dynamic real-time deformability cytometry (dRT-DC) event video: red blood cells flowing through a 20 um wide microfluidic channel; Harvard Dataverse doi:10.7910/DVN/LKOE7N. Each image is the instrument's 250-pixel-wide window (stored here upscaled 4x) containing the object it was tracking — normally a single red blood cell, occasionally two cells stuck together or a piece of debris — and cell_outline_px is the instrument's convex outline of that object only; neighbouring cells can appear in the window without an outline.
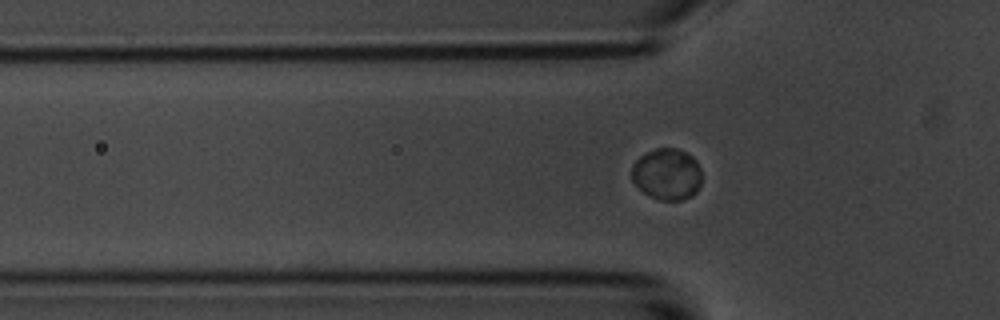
{"species": "common noctule bat (a hibernating species)", "species_latin": "Nyctalus noctula", "temperature_condition": "room temperature", "stored_images_in_passage": 43, "camera_frame_rate_fps": 3000, "um_per_image_px": 0.085, "animal": {"sex": "male", "body_mass_g": 20.1, "forearm_length_mm": 53.5}, "frame": {"image": 1, "passage_image": 4, "time_ms": 1.0, "image_size_px": [1000, 320], "cell_outline_px": [[700, 184], [696, 192], [692, 196], [680, 200], [660, 200], [644, 192], [632, 180], [632, 164], [640, 156], [656, 148], [676, 148], [692, 156], [696, 160], [700, 168]], "centroid_in_image_um": [56.7, 14.79], "position_along_channel_um": 69.1, "area_um2": 20.81}}
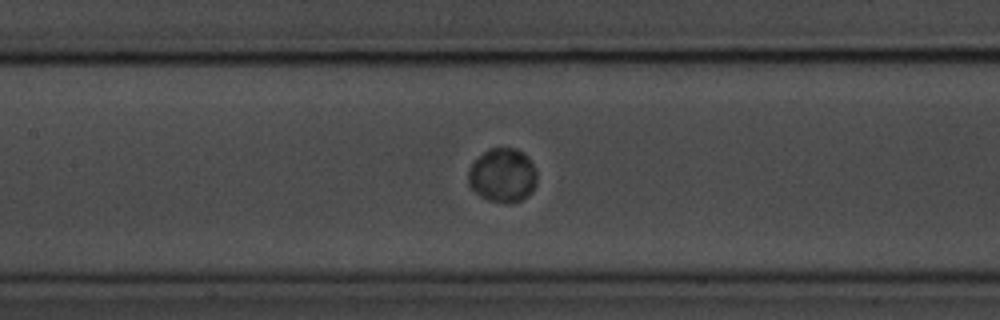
{"frame": {"image": 2, "passage_image": 12, "time_ms": 3.667, "image_size_px": [1000, 320], "cell_outline_px": [[536, 184], [532, 192], [528, 196], [520, 200], [508, 204], [488, 200], [480, 196], [468, 184], [468, 172], [472, 164], [488, 148], [516, 148], [524, 152], [532, 164], [536, 172]], "centroid_in_image_um": [42.73, 14.91], "position_along_channel_um": 164.7, "area_um2": 21.62}}
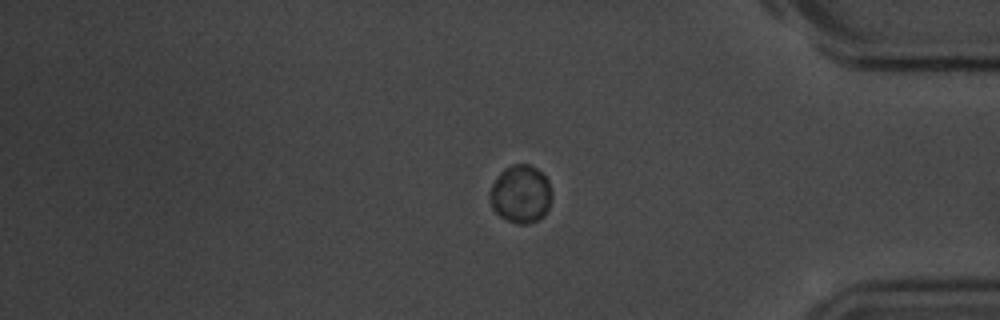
{"frame": {"image": 3, "passage_image": 33, "time_ms": 10.667, "image_size_px": [1000, 320], "cell_outline_px": [[552, 196], [548, 208], [544, 216], [540, 220], [528, 224], [520, 224], [508, 220], [500, 216], [492, 208], [488, 200], [492, 184], [500, 172], [504, 168], [512, 164], [528, 164], [536, 168], [548, 180], [552, 192]], "centroid_in_image_um": [44.26, 16.5], "position_along_channel_um": 390.9, "area_um2": 21.1}, "authors_computed_cell_mechanics": {"area_um2": 21.097, "velocity_mm_per_s": 3.5576, "shape_relaxation_time_tau1_ms": 2.453, "shape_relaxation_time_tau2_ms": null, "deformation_change_tau1": 0.0123, "deformation_change_tau2": null}}